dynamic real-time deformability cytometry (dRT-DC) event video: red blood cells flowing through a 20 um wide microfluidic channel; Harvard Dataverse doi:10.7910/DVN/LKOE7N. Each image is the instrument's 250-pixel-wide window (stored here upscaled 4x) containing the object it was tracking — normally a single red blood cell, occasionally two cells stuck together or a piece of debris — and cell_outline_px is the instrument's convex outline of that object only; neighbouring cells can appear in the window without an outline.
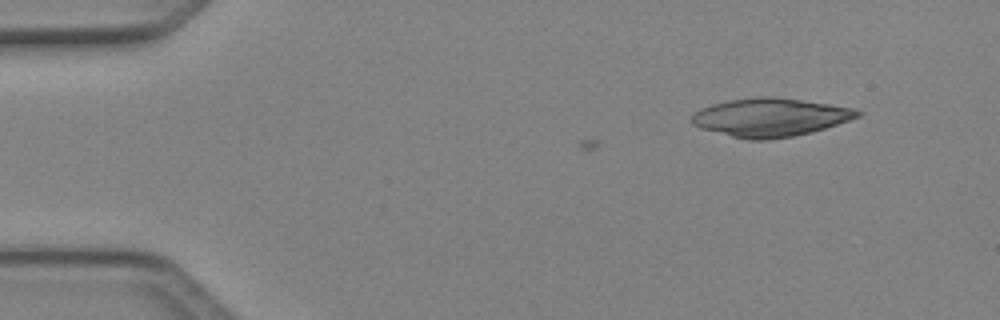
{"species": "Egyptian fruit bat (a non-hibernating species)", "species_latin": "Rousettus aegyptiacus", "temperature_condition": "cold", "stored_images_in_passage": 11, "camera_frame_rate_fps": 3000, "um_per_image_px": 0.085, "animal": {"sex": "female"}, "frame": {"image": 1, "passage_image": 11, "time_ms": 3.333, "image_size_px": [1000, 320], "cell_outline_px": [[864, 112], [860, 116], [812, 132], [792, 136], [768, 140], [748, 140], [700, 128], [692, 124], [692, 116], [700, 108], [712, 104], [728, 100], [756, 96], [772, 96], [828, 104], [852, 108]], "centroid_in_image_um": [65.45, 9.97], "position_along_channel_um": 19.6, "area_um2": 36.82}}